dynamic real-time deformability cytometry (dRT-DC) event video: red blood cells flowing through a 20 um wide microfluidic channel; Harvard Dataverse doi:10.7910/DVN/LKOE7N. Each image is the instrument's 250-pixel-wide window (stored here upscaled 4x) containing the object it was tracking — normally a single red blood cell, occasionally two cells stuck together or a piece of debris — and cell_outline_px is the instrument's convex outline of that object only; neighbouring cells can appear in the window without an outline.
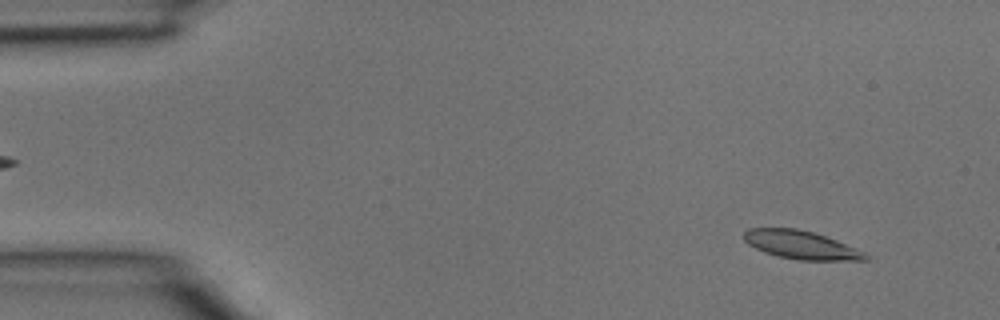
{"species": "common noctule bat (a hibernating species)", "species_latin": "Nyctalus noctula", "temperature_condition": "room temperature", "stored_images_in_passage": 3, "camera_frame_rate_fps": 3000, "um_per_image_px": 0.085, "animal": {"sex": "male", "body_mass_g": 15.6}, "frame": {"image": 1, "passage_image": 1, "time_ms": 0.0, "image_size_px": [1000, 320], "cell_outline_px": [[872, 256], [868, 260], [800, 260], [780, 256], [764, 252], [748, 244], [744, 240], [744, 232], [748, 228], [796, 228], [812, 232], [836, 240], [856, 248]], "centroid_in_image_um": [68.11, 20.82], "position_along_channel_um": 16.9, "area_um2": 19.88}}